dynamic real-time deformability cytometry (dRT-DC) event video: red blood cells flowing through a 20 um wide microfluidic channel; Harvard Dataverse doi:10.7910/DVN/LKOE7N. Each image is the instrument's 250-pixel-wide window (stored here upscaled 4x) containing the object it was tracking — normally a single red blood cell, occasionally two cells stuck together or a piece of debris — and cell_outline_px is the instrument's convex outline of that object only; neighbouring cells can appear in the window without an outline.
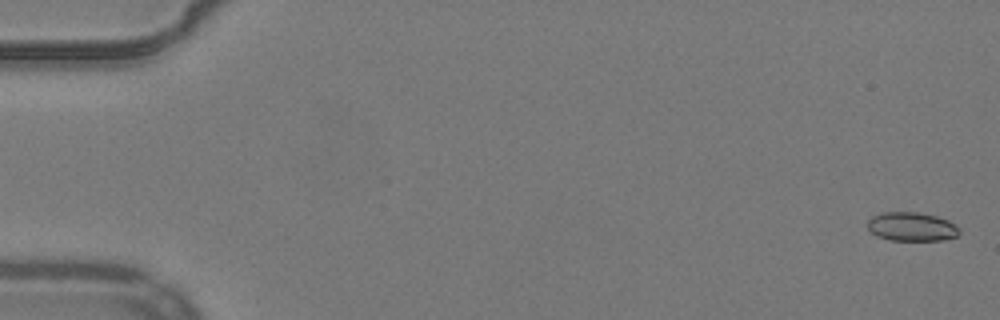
{"species": "common noctule bat (a hibernating species)", "species_latin": "Nyctalus noctula", "temperature_condition": "warm", "stored_images_in_passage": 54, "camera_frame_rate_fps": 3000, "um_per_image_px": 0.085, "animal": {"sex": "male", "body_mass_g": 19.2, "forearm_length_mm": 51.8}, "frame": {"image": 1, "passage_image": 2, "time_ms": 0.333, "image_size_px": [1000, 320], "cell_outline_px": [[960, 232], [956, 236], [944, 240], [892, 240], [876, 236], [868, 228], [868, 220], [872, 216], [880, 212], [920, 212], [936, 216], [948, 220], [960, 228]], "centroid_in_image_um": [77.49, 19.26], "position_along_channel_um": 7.5, "area_um2": 15.49}}
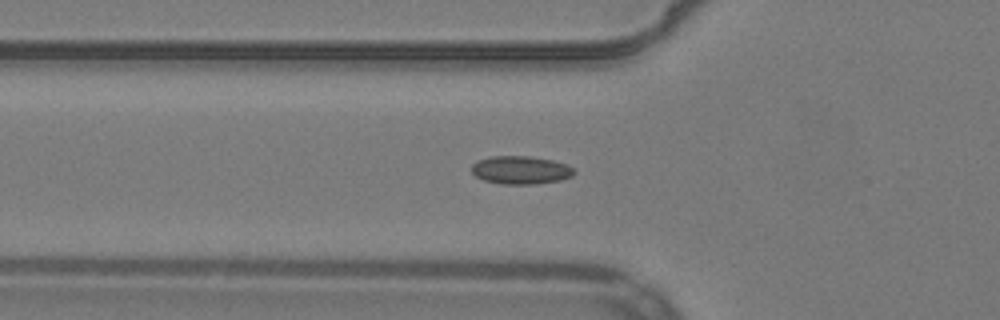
{"frame": {"image": 2, "passage_image": 20, "time_ms": 6.333, "image_size_px": [1000, 320], "cell_outline_px": [[576, 172], [572, 176], [560, 180], [536, 184], [500, 184], [484, 180], [476, 176], [472, 172], [472, 164], [476, 160], [492, 156], [528, 156], [552, 160], [564, 164], [572, 168]], "centroid_in_image_um": [44.23, 14.45], "position_along_channel_um": 81.6, "area_um2": 16.76}}
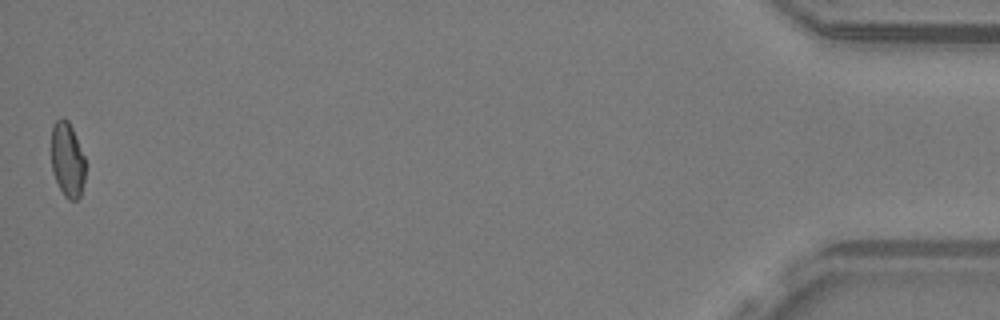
{"frame": {"image": 3, "passage_image": 54, "time_ms": 17.667, "image_size_px": [1000, 320], "cell_outline_px": [[84, 180], [80, 196], [76, 200], [68, 200], [64, 196], [52, 172], [52, 124], [60, 116], [64, 116], [68, 120], [72, 128], [84, 156]], "centroid_in_image_um": [5.71, 13.55], "position_along_channel_um": 429.5, "area_um2": 14.8}, "authors_computed_cell_mechanics": {"area_um2": 15.6638, "velocity_mm_per_s": 3.9031, "shape_relaxation_time_tau1_ms": null, "shape_relaxation_time_tau2_ms": 2.2232, "deformation_change_tau1": null, "deformation_change_tau2": 0.0647}}